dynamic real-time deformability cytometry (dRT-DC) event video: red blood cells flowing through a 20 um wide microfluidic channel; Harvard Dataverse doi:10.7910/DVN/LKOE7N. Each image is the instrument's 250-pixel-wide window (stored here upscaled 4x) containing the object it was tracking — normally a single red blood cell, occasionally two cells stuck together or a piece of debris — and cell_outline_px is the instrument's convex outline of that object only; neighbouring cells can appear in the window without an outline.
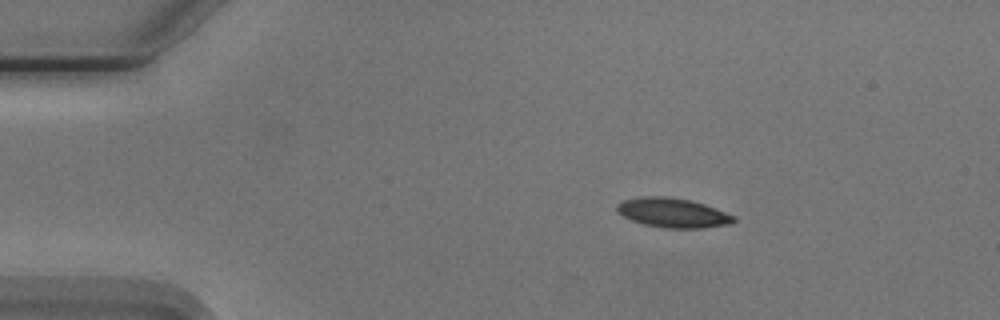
{"species": "Egyptian fruit bat (a non-hibernating species)", "species_latin": "Rousettus aegyptiacus", "temperature_condition": "cold", "stored_images_in_passage": 46, "camera_frame_rate_fps": 3000, "um_per_image_px": 0.085, "animal": {"sex": "male"}, "frame": {"image": 1, "passage_image": 1, "time_ms": 0.0, "image_size_px": [1000, 320], "cell_outline_px": [[736, 220], [732, 224], [704, 228], [664, 228], [644, 224], [632, 220], [616, 212], [616, 204], [624, 200], [644, 196], [664, 196], [692, 200], [716, 208], [736, 216]], "centroid_in_image_um": [57.22, 18.09], "position_along_channel_um": 27.8, "area_um2": 20.23}}
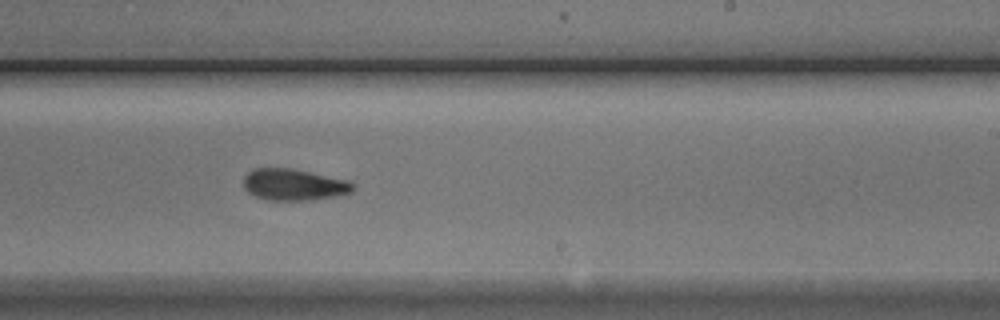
{"frame": {"image": 2, "passage_image": 25, "time_ms": 8.0, "image_size_px": [1000, 320], "cell_outline_px": [[356, 188], [352, 192], [336, 196], [312, 200], [268, 200], [256, 196], [248, 192], [244, 188], [244, 176], [252, 168], [292, 168], [348, 180], [356, 184]], "centroid_in_image_um": [25.0, 15.69], "position_along_channel_um": 264.0, "area_um2": 20.29}}
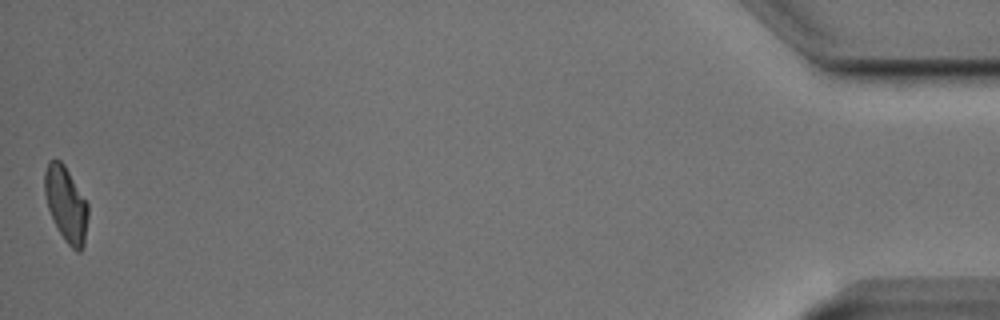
{"frame": {"image": 3, "passage_image": 46, "time_ms": 15.0, "image_size_px": [1000, 320], "cell_outline_px": [[88, 216], [84, 244], [80, 252], [76, 252], [64, 240], [48, 208], [44, 192], [44, 172], [48, 160], [60, 160], [64, 164], [88, 204]], "centroid_in_image_um": [5.61, 17.34], "position_along_channel_um": 429.6, "area_um2": 18.84}, "authors_computed_cell_mechanics": {"area_um2": 20.23, "velocity_mm_per_s": 3.7433, "shape_relaxation_time_tau1_ms": 3.6056, "shape_relaxation_time_tau2_ms": 3.0353, "deformation_change_tau1": 0.1202, "deformation_change_tau2": 0.0879}}